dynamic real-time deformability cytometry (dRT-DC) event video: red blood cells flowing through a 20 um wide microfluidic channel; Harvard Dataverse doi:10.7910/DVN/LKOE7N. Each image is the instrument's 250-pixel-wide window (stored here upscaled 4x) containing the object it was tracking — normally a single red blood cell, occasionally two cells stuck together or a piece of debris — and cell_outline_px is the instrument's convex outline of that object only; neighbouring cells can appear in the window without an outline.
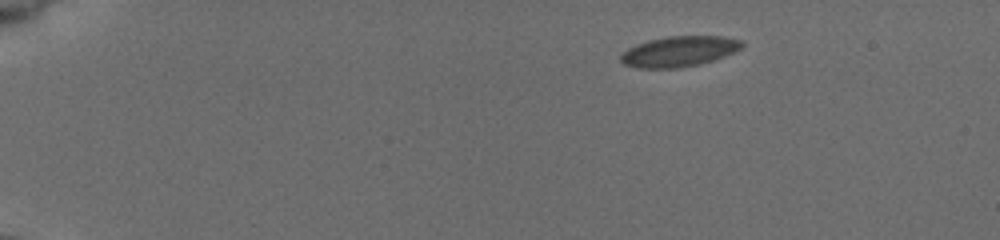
{"species": "common noctule bat (a hibernating species)", "species_latin": "Nyctalus noctula", "temperature_condition": "cold", "stored_images_in_passage": 47, "camera_frame_rate_fps": 3000, "um_per_image_px": 0.085, "animal": {"sex": "female", "body_mass_g": 19.5, "forearm_length_mm": 54.1}, "frame": {"image": 1, "passage_image": 1, "time_ms": 0.0, "image_size_px": [1000, 240], "cell_outline_px": [[744, 44], [740, 48], [724, 56], [712, 60], [696, 64], [676, 68], [640, 68], [624, 64], [620, 60], [620, 56], [628, 48], [636, 44], [648, 40], [668, 36], [720, 36], [740, 40]], "centroid_in_image_um": [57.68, 4.36], "position_along_channel_um": 27.3, "area_um2": 21.15}}
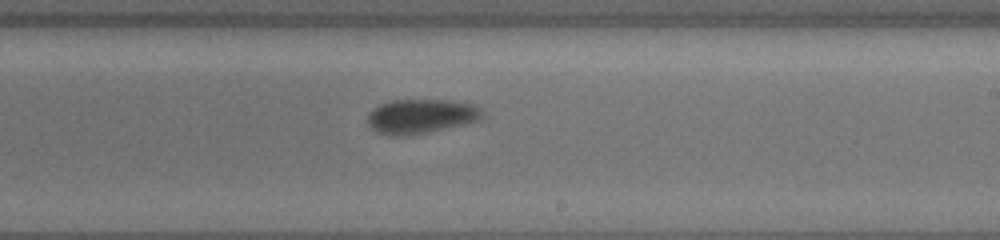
{"frame": {"image": 2, "passage_image": 27, "time_ms": 8.667, "image_size_px": [1000, 240], "cell_outline_px": [[484, 112], [476, 120], [428, 132], [400, 136], [388, 136], [376, 132], [368, 124], [368, 116], [380, 104], [392, 100], [448, 100], [472, 104], [480, 108]], "centroid_in_image_um": [35.73, 9.88], "position_along_channel_um": 253.3, "area_um2": 22.48}}
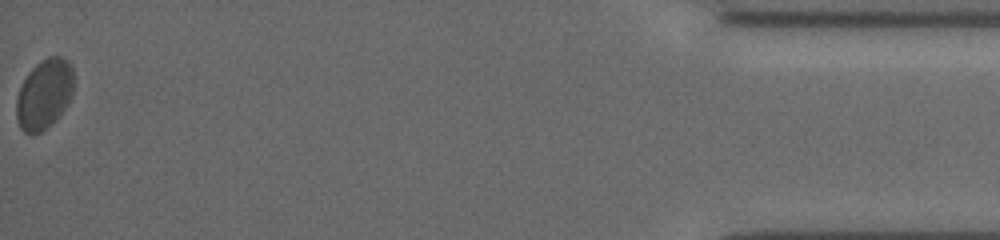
{"frame": {"image": 3, "passage_image": 47, "time_ms": 15.333, "image_size_px": [1000, 240], "cell_outline_px": [[72, 92], [64, 108], [40, 132], [32, 136], [24, 132], [20, 128], [16, 116], [16, 100], [20, 88], [28, 72], [36, 64], [48, 56], [60, 56], [68, 60], [72, 68]], "centroid_in_image_um": [3.72, 7.98], "position_along_channel_um": 431.5, "area_um2": 22.83}, "authors_computed_cell_mechanics": {"area_um2": 22.3108, "velocity_mm_per_s": 3.8447, "shape_relaxation_time_tau1_ms": 5.1902, "shape_relaxation_time_tau2_ms": 0.2256, "deformation_change_tau1": 0.0675, "deformation_change_tau2": 0.0398}}